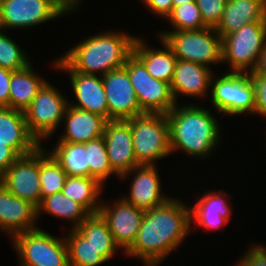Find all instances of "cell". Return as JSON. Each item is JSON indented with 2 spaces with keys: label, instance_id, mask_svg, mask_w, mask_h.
Listing matches in <instances>:
<instances>
[{
  "label": "cell",
  "instance_id": "34",
  "mask_svg": "<svg viewBox=\"0 0 266 266\" xmlns=\"http://www.w3.org/2000/svg\"><path fill=\"white\" fill-rule=\"evenodd\" d=\"M26 51L0 29V67L17 71L30 64Z\"/></svg>",
  "mask_w": 266,
  "mask_h": 266
},
{
  "label": "cell",
  "instance_id": "43",
  "mask_svg": "<svg viewBox=\"0 0 266 266\" xmlns=\"http://www.w3.org/2000/svg\"><path fill=\"white\" fill-rule=\"evenodd\" d=\"M192 1H195V0H172V2H173V7H176V6H179V5L185 4V3H187V2H192Z\"/></svg>",
  "mask_w": 266,
  "mask_h": 266
},
{
  "label": "cell",
  "instance_id": "27",
  "mask_svg": "<svg viewBox=\"0 0 266 266\" xmlns=\"http://www.w3.org/2000/svg\"><path fill=\"white\" fill-rule=\"evenodd\" d=\"M76 230L85 237L107 261L115 256L118 249L120 250L114 242L107 223L99 213L90 214Z\"/></svg>",
  "mask_w": 266,
  "mask_h": 266
},
{
  "label": "cell",
  "instance_id": "35",
  "mask_svg": "<svg viewBox=\"0 0 266 266\" xmlns=\"http://www.w3.org/2000/svg\"><path fill=\"white\" fill-rule=\"evenodd\" d=\"M203 22L207 27L216 28L222 19L227 0H195Z\"/></svg>",
  "mask_w": 266,
  "mask_h": 266
},
{
  "label": "cell",
  "instance_id": "24",
  "mask_svg": "<svg viewBox=\"0 0 266 266\" xmlns=\"http://www.w3.org/2000/svg\"><path fill=\"white\" fill-rule=\"evenodd\" d=\"M158 39L163 45V50L149 48L146 42L137 36L133 44L132 53L144 64L146 70L153 78L171 83L178 59L166 42L161 38Z\"/></svg>",
  "mask_w": 266,
  "mask_h": 266
},
{
  "label": "cell",
  "instance_id": "9",
  "mask_svg": "<svg viewBox=\"0 0 266 266\" xmlns=\"http://www.w3.org/2000/svg\"><path fill=\"white\" fill-rule=\"evenodd\" d=\"M50 82H46L24 111L29 133L41 145L62 124L69 101Z\"/></svg>",
  "mask_w": 266,
  "mask_h": 266
},
{
  "label": "cell",
  "instance_id": "36",
  "mask_svg": "<svg viewBox=\"0 0 266 266\" xmlns=\"http://www.w3.org/2000/svg\"><path fill=\"white\" fill-rule=\"evenodd\" d=\"M236 266H266V246H252L241 256Z\"/></svg>",
  "mask_w": 266,
  "mask_h": 266
},
{
  "label": "cell",
  "instance_id": "12",
  "mask_svg": "<svg viewBox=\"0 0 266 266\" xmlns=\"http://www.w3.org/2000/svg\"><path fill=\"white\" fill-rule=\"evenodd\" d=\"M0 183L11 194L38 208L42 202L39 147L31 154L20 156L0 177Z\"/></svg>",
  "mask_w": 266,
  "mask_h": 266
},
{
  "label": "cell",
  "instance_id": "17",
  "mask_svg": "<svg viewBox=\"0 0 266 266\" xmlns=\"http://www.w3.org/2000/svg\"><path fill=\"white\" fill-rule=\"evenodd\" d=\"M38 208L32 203L11 194L0 183V231L15 235L37 229Z\"/></svg>",
  "mask_w": 266,
  "mask_h": 266
},
{
  "label": "cell",
  "instance_id": "16",
  "mask_svg": "<svg viewBox=\"0 0 266 266\" xmlns=\"http://www.w3.org/2000/svg\"><path fill=\"white\" fill-rule=\"evenodd\" d=\"M135 173L133 180L130 183L129 194L123 195V199L130 204H133L139 209L147 211L153 207L162 205L169 198L162 193L161 177L156 166L140 165L126 172L119 178L132 176Z\"/></svg>",
  "mask_w": 266,
  "mask_h": 266
},
{
  "label": "cell",
  "instance_id": "32",
  "mask_svg": "<svg viewBox=\"0 0 266 266\" xmlns=\"http://www.w3.org/2000/svg\"><path fill=\"white\" fill-rule=\"evenodd\" d=\"M85 149L88 151L89 177L103 185L110 176H118L109 164L103 136L86 142Z\"/></svg>",
  "mask_w": 266,
  "mask_h": 266
},
{
  "label": "cell",
  "instance_id": "23",
  "mask_svg": "<svg viewBox=\"0 0 266 266\" xmlns=\"http://www.w3.org/2000/svg\"><path fill=\"white\" fill-rule=\"evenodd\" d=\"M252 22H266V0H227L215 29L223 38Z\"/></svg>",
  "mask_w": 266,
  "mask_h": 266
},
{
  "label": "cell",
  "instance_id": "8",
  "mask_svg": "<svg viewBox=\"0 0 266 266\" xmlns=\"http://www.w3.org/2000/svg\"><path fill=\"white\" fill-rule=\"evenodd\" d=\"M266 46V22H252L222 38V62L230 72L251 73Z\"/></svg>",
  "mask_w": 266,
  "mask_h": 266
},
{
  "label": "cell",
  "instance_id": "30",
  "mask_svg": "<svg viewBox=\"0 0 266 266\" xmlns=\"http://www.w3.org/2000/svg\"><path fill=\"white\" fill-rule=\"evenodd\" d=\"M42 145L39 146V178L42 199L61 192L67 175Z\"/></svg>",
  "mask_w": 266,
  "mask_h": 266
},
{
  "label": "cell",
  "instance_id": "31",
  "mask_svg": "<svg viewBox=\"0 0 266 266\" xmlns=\"http://www.w3.org/2000/svg\"><path fill=\"white\" fill-rule=\"evenodd\" d=\"M69 266H98L107 260L76 229L65 235Z\"/></svg>",
  "mask_w": 266,
  "mask_h": 266
},
{
  "label": "cell",
  "instance_id": "2",
  "mask_svg": "<svg viewBox=\"0 0 266 266\" xmlns=\"http://www.w3.org/2000/svg\"><path fill=\"white\" fill-rule=\"evenodd\" d=\"M137 36L118 31H107L89 36L56 58L55 69L77 71L83 74L105 75L123 67L132 54Z\"/></svg>",
  "mask_w": 266,
  "mask_h": 266
},
{
  "label": "cell",
  "instance_id": "29",
  "mask_svg": "<svg viewBox=\"0 0 266 266\" xmlns=\"http://www.w3.org/2000/svg\"><path fill=\"white\" fill-rule=\"evenodd\" d=\"M42 212L72 221V229H76L90 215L80 203L66 197L62 192L43 198L38 207V218Z\"/></svg>",
  "mask_w": 266,
  "mask_h": 266
},
{
  "label": "cell",
  "instance_id": "6",
  "mask_svg": "<svg viewBox=\"0 0 266 266\" xmlns=\"http://www.w3.org/2000/svg\"><path fill=\"white\" fill-rule=\"evenodd\" d=\"M11 242L20 266H69L65 237L60 239L37 228L15 235Z\"/></svg>",
  "mask_w": 266,
  "mask_h": 266
},
{
  "label": "cell",
  "instance_id": "5",
  "mask_svg": "<svg viewBox=\"0 0 266 266\" xmlns=\"http://www.w3.org/2000/svg\"><path fill=\"white\" fill-rule=\"evenodd\" d=\"M159 38L172 49L177 59L195 62L210 68L222 62V37L215 28L162 31Z\"/></svg>",
  "mask_w": 266,
  "mask_h": 266
},
{
  "label": "cell",
  "instance_id": "13",
  "mask_svg": "<svg viewBox=\"0 0 266 266\" xmlns=\"http://www.w3.org/2000/svg\"><path fill=\"white\" fill-rule=\"evenodd\" d=\"M108 225L114 242L125 253L134 243L145 211L118 198L112 204L101 202L98 212Z\"/></svg>",
  "mask_w": 266,
  "mask_h": 266
},
{
  "label": "cell",
  "instance_id": "42",
  "mask_svg": "<svg viewBox=\"0 0 266 266\" xmlns=\"http://www.w3.org/2000/svg\"><path fill=\"white\" fill-rule=\"evenodd\" d=\"M62 5H64L69 11L70 14L73 13L72 11H76L79 9L81 5V0H58ZM75 9V10H74Z\"/></svg>",
  "mask_w": 266,
  "mask_h": 266
},
{
  "label": "cell",
  "instance_id": "33",
  "mask_svg": "<svg viewBox=\"0 0 266 266\" xmlns=\"http://www.w3.org/2000/svg\"><path fill=\"white\" fill-rule=\"evenodd\" d=\"M167 21L174 27V31L207 28L196 1L173 7L171 14L167 17Z\"/></svg>",
  "mask_w": 266,
  "mask_h": 266
},
{
  "label": "cell",
  "instance_id": "18",
  "mask_svg": "<svg viewBox=\"0 0 266 266\" xmlns=\"http://www.w3.org/2000/svg\"><path fill=\"white\" fill-rule=\"evenodd\" d=\"M69 74L71 87L78 102L69 105L98 114L109 121V110L102 76L83 74L77 71H65Z\"/></svg>",
  "mask_w": 266,
  "mask_h": 266
},
{
  "label": "cell",
  "instance_id": "39",
  "mask_svg": "<svg viewBox=\"0 0 266 266\" xmlns=\"http://www.w3.org/2000/svg\"><path fill=\"white\" fill-rule=\"evenodd\" d=\"M19 157L13 148L0 141V177Z\"/></svg>",
  "mask_w": 266,
  "mask_h": 266
},
{
  "label": "cell",
  "instance_id": "37",
  "mask_svg": "<svg viewBox=\"0 0 266 266\" xmlns=\"http://www.w3.org/2000/svg\"><path fill=\"white\" fill-rule=\"evenodd\" d=\"M255 92L254 114L266 117V77L251 76Z\"/></svg>",
  "mask_w": 266,
  "mask_h": 266
},
{
  "label": "cell",
  "instance_id": "4",
  "mask_svg": "<svg viewBox=\"0 0 266 266\" xmlns=\"http://www.w3.org/2000/svg\"><path fill=\"white\" fill-rule=\"evenodd\" d=\"M130 124L133 149L139 165L156 166L171 154L166 114L144 113L126 120Z\"/></svg>",
  "mask_w": 266,
  "mask_h": 266
},
{
  "label": "cell",
  "instance_id": "7",
  "mask_svg": "<svg viewBox=\"0 0 266 266\" xmlns=\"http://www.w3.org/2000/svg\"><path fill=\"white\" fill-rule=\"evenodd\" d=\"M215 76L210 83V100L215 110L228 116L254 114L255 92L250 73L228 71L219 78Z\"/></svg>",
  "mask_w": 266,
  "mask_h": 266
},
{
  "label": "cell",
  "instance_id": "28",
  "mask_svg": "<svg viewBox=\"0 0 266 266\" xmlns=\"http://www.w3.org/2000/svg\"><path fill=\"white\" fill-rule=\"evenodd\" d=\"M49 153L67 176L89 177L88 151L85 149V144L57 142Z\"/></svg>",
  "mask_w": 266,
  "mask_h": 266
},
{
  "label": "cell",
  "instance_id": "1",
  "mask_svg": "<svg viewBox=\"0 0 266 266\" xmlns=\"http://www.w3.org/2000/svg\"><path fill=\"white\" fill-rule=\"evenodd\" d=\"M179 198L145 211L133 245L124 253L141 259L144 266H158L167 255L182 245L192 230L190 207Z\"/></svg>",
  "mask_w": 266,
  "mask_h": 266
},
{
  "label": "cell",
  "instance_id": "21",
  "mask_svg": "<svg viewBox=\"0 0 266 266\" xmlns=\"http://www.w3.org/2000/svg\"><path fill=\"white\" fill-rule=\"evenodd\" d=\"M65 132L58 142L82 143L104 134L107 120L95 113L75 108L68 104L64 117Z\"/></svg>",
  "mask_w": 266,
  "mask_h": 266
},
{
  "label": "cell",
  "instance_id": "25",
  "mask_svg": "<svg viewBox=\"0 0 266 266\" xmlns=\"http://www.w3.org/2000/svg\"><path fill=\"white\" fill-rule=\"evenodd\" d=\"M31 64H28L21 70L12 72L9 108L24 112L31 105L39 90L47 82L44 78L35 74Z\"/></svg>",
  "mask_w": 266,
  "mask_h": 266
},
{
  "label": "cell",
  "instance_id": "10",
  "mask_svg": "<svg viewBox=\"0 0 266 266\" xmlns=\"http://www.w3.org/2000/svg\"><path fill=\"white\" fill-rule=\"evenodd\" d=\"M123 67L128 72L139 107L144 113L167 114L177 104L170 83L153 78L133 53Z\"/></svg>",
  "mask_w": 266,
  "mask_h": 266
},
{
  "label": "cell",
  "instance_id": "19",
  "mask_svg": "<svg viewBox=\"0 0 266 266\" xmlns=\"http://www.w3.org/2000/svg\"><path fill=\"white\" fill-rule=\"evenodd\" d=\"M213 68L195 62L178 59L170 83L174 100L178 104L180 94L189 97H204L210 90Z\"/></svg>",
  "mask_w": 266,
  "mask_h": 266
},
{
  "label": "cell",
  "instance_id": "15",
  "mask_svg": "<svg viewBox=\"0 0 266 266\" xmlns=\"http://www.w3.org/2000/svg\"><path fill=\"white\" fill-rule=\"evenodd\" d=\"M103 138L109 164L118 177L140 166L133 149L130 124L126 120L107 121Z\"/></svg>",
  "mask_w": 266,
  "mask_h": 266
},
{
  "label": "cell",
  "instance_id": "11",
  "mask_svg": "<svg viewBox=\"0 0 266 266\" xmlns=\"http://www.w3.org/2000/svg\"><path fill=\"white\" fill-rule=\"evenodd\" d=\"M69 12L58 0H4L0 3V29H29Z\"/></svg>",
  "mask_w": 266,
  "mask_h": 266
},
{
  "label": "cell",
  "instance_id": "22",
  "mask_svg": "<svg viewBox=\"0 0 266 266\" xmlns=\"http://www.w3.org/2000/svg\"><path fill=\"white\" fill-rule=\"evenodd\" d=\"M0 141L20 156L31 154L41 146L29 133L24 112L9 107H0Z\"/></svg>",
  "mask_w": 266,
  "mask_h": 266
},
{
  "label": "cell",
  "instance_id": "20",
  "mask_svg": "<svg viewBox=\"0 0 266 266\" xmlns=\"http://www.w3.org/2000/svg\"><path fill=\"white\" fill-rule=\"evenodd\" d=\"M210 191H205L201 197L198 196L194 207H190L191 226L195 222L196 225H199L197 227L201 226L202 229H207V231L217 228L223 229L229 222V216L232 213L231 206L226 200L228 197L230 198L229 193L227 196L226 192L224 193L222 190Z\"/></svg>",
  "mask_w": 266,
  "mask_h": 266
},
{
  "label": "cell",
  "instance_id": "26",
  "mask_svg": "<svg viewBox=\"0 0 266 266\" xmlns=\"http://www.w3.org/2000/svg\"><path fill=\"white\" fill-rule=\"evenodd\" d=\"M102 187L104 185L92 177L67 176L61 192L80 203L90 214H97L101 206L99 200H101Z\"/></svg>",
  "mask_w": 266,
  "mask_h": 266
},
{
  "label": "cell",
  "instance_id": "41",
  "mask_svg": "<svg viewBox=\"0 0 266 266\" xmlns=\"http://www.w3.org/2000/svg\"><path fill=\"white\" fill-rule=\"evenodd\" d=\"M250 75L266 77V46L263 48L262 52L260 53L256 65L252 70V72L250 73Z\"/></svg>",
  "mask_w": 266,
  "mask_h": 266
},
{
  "label": "cell",
  "instance_id": "40",
  "mask_svg": "<svg viewBox=\"0 0 266 266\" xmlns=\"http://www.w3.org/2000/svg\"><path fill=\"white\" fill-rule=\"evenodd\" d=\"M11 70L0 67V107H9Z\"/></svg>",
  "mask_w": 266,
  "mask_h": 266
},
{
  "label": "cell",
  "instance_id": "3",
  "mask_svg": "<svg viewBox=\"0 0 266 266\" xmlns=\"http://www.w3.org/2000/svg\"><path fill=\"white\" fill-rule=\"evenodd\" d=\"M166 117L171 153L182 149L192 158L204 159L216 151L221 140V127L209 109L196 104H176Z\"/></svg>",
  "mask_w": 266,
  "mask_h": 266
},
{
  "label": "cell",
  "instance_id": "38",
  "mask_svg": "<svg viewBox=\"0 0 266 266\" xmlns=\"http://www.w3.org/2000/svg\"><path fill=\"white\" fill-rule=\"evenodd\" d=\"M152 13L167 19L173 9L172 0H142Z\"/></svg>",
  "mask_w": 266,
  "mask_h": 266
},
{
  "label": "cell",
  "instance_id": "14",
  "mask_svg": "<svg viewBox=\"0 0 266 266\" xmlns=\"http://www.w3.org/2000/svg\"><path fill=\"white\" fill-rule=\"evenodd\" d=\"M102 81L107 98L109 121L128 120L144 114L124 67L109 71L102 76Z\"/></svg>",
  "mask_w": 266,
  "mask_h": 266
}]
</instances>
